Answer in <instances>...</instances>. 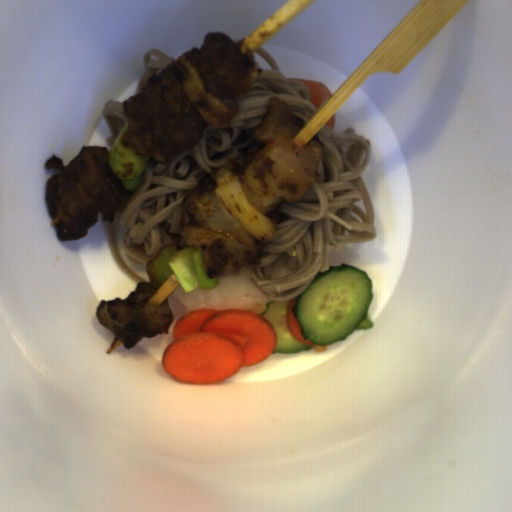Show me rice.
I'll use <instances>...</instances> for the list:
<instances>
[{
  "label": "rice",
  "instance_id": "1",
  "mask_svg": "<svg viewBox=\"0 0 512 512\" xmlns=\"http://www.w3.org/2000/svg\"><path fill=\"white\" fill-rule=\"evenodd\" d=\"M214 290L195 288L185 293L179 283L171 297L179 301L186 313L198 309H242L262 314L271 302L259 289L247 269L230 270L220 276Z\"/></svg>",
  "mask_w": 512,
  "mask_h": 512
}]
</instances>
